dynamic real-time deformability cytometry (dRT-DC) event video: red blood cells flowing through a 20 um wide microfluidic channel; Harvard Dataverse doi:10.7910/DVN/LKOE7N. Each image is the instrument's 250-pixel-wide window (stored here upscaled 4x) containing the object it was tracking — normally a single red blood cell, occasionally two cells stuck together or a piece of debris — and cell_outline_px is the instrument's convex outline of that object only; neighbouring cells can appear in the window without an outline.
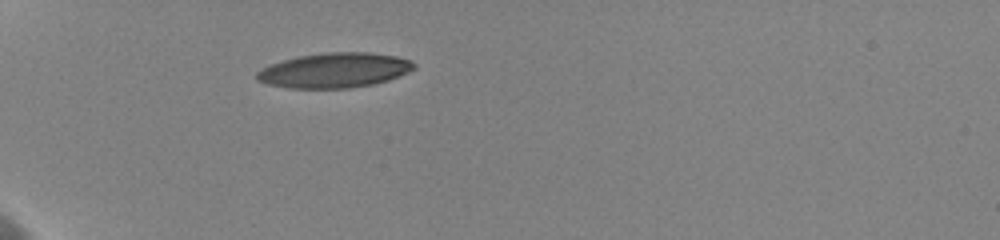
{"species": "human", "species_latin": "Homo sapiens", "temperature_condition": "cold", "stored_images_in_passage": 22, "camera_frame_rate_fps": 3000, "um_per_image_px": 0.085, "donor": {"sex": "female"}, "frame": {"image": 1, "passage_image": 7, "time_ms": 3.0, "image_size_px": [1000, 240], "cell_outline_px": [[416, 68], [408, 72], [388, 80], [372, 84], [348, 88], [288, 88], [268, 84], [256, 80], [256, 72], [272, 64], [296, 56], [324, 52], [368, 52], [396, 56], [412, 60], [416, 64]], "centroid_in_image_um": [28.45, 5.97], "position_along_channel_um": 56.6, "area_um2": 31.96}}